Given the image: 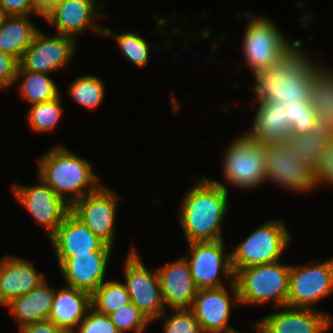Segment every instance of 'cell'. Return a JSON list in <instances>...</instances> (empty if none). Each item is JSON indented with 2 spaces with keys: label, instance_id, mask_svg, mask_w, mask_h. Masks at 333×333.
<instances>
[{
  "label": "cell",
  "instance_id": "10",
  "mask_svg": "<svg viewBox=\"0 0 333 333\" xmlns=\"http://www.w3.org/2000/svg\"><path fill=\"white\" fill-rule=\"evenodd\" d=\"M332 293L333 258L312 266H291L287 306L316 309L313 304Z\"/></svg>",
  "mask_w": 333,
  "mask_h": 333
},
{
  "label": "cell",
  "instance_id": "34",
  "mask_svg": "<svg viewBox=\"0 0 333 333\" xmlns=\"http://www.w3.org/2000/svg\"><path fill=\"white\" fill-rule=\"evenodd\" d=\"M108 316L120 333H143L152 323L132 302Z\"/></svg>",
  "mask_w": 333,
  "mask_h": 333
},
{
  "label": "cell",
  "instance_id": "18",
  "mask_svg": "<svg viewBox=\"0 0 333 333\" xmlns=\"http://www.w3.org/2000/svg\"><path fill=\"white\" fill-rule=\"evenodd\" d=\"M96 0H62L45 17L48 23L55 25L59 35L75 38L88 28L103 34L104 26H99L96 18H103L96 10ZM97 16V17H96Z\"/></svg>",
  "mask_w": 333,
  "mask_h": 333
},
{
  "label": "cell",
  "instance_id": "35",
  "mask_svg": "<svg viewBox=\"0 0 333 333\" xmlns=\"http://www.w3.org/2000/svg\"><path fill=\"white\" fill-rule=\"evenodd\" d=\"M174 314L164 316V333H204L195 315L189 308L172 309Z\"/></svg>",
  "mask_w": 333,
  "mask_h": 333
},
{
  "label": "cell",
  "instance_id": "43",
  "mask_svg": "<svg viewBox=\"0 0 333 333\" xmlns=\"http://www.w3.org/2000/svg\"><path fill=\"white\" fill-rule=\"evenodd\" d=\"M223 333H241V332H239L238 330L232 329V330H229V331L223 332Z\"/></svg>",
  "mask_w": 333,
  "mask_h": 333
},
{
  "label": "cell",
  "instance_id": "39",
  "mask_svg": "<svg viewBox=\"0 0 333 333\" xmlns=\"http://www.w3.org/2000/svg\"><path fill=\"white\" fill-rule=\"evenodd\" d=\"M0 6L10 16H29L34 12L30 0H0Z\"/></svg>",
  "mask_w": 333,
  "mask_h": 333
},
{
  "label": "cell",
  "instance_id": "8",
  "mask_svg": "<svg viewBox=\"0 0 333 333\" xmlns=\"http://www.w3.org/2000/svg\"><path fill=\"white\" fill-rule=\"evenodd\" d=\"M125 286L130 301L152 322L166 315L157 269L149 270L136 250L130 251L124 263Z\"/></svg>",
  "mask_w": 333,
  "mask_h": 333
},
{
  "label": "cell",
  "instance_id": "19",
  "mask_svg": "<svg viewBox=\"0 0 333 333\" xmlns=\"http://www.w3.org/2000/svg\"><path fill=\"white\" fill-rule=\"evenodd\" d=\"M56 257H73L91 251H112L71 211L65 216L55 233L49 238Z\"/></svg>",
  "mask_w": 333,
  "mask_h": 333
},
{
  "label": "cell",
  "instance_id": "26",
  "mask_svg": "<svg viewBox=\"0 0 333 333\" xmlns=\"http://www.w3.org/2000/svg\"><path fill=\"white\" fill-rule=\"evenodd\" d=\"M38 31L27 16H9L0 27V51L19 62Z\"/></svg>",
  "mask_w": 333,
  "mask_h": 333
},
{
  "label": "cell",
  "instance_id": "40",
  "mask_svg": "<svg viewBox=\"0 0 333 333\" xmlns=\"http://www.w3.org/2000/svg\"><path fill=\"white\" fill-rule=\"evenodd\" d=\"M20 333H73L57 327L50 320L30 323L19 330Z\"/></svg>",
  "mask_w": 333,
  "mask_h": 333
},
{
  "label": "cell",
  "instance_id": "13",
  "mask_svg": "<svg viewBox=\"0 0 333 333\" xmlns=\"http://www.w3.org/2000/svg\"><path fill=\"white\" fill-rule=\"evenodd\" d=\"M39 181V185L33 186L13 183L11 190L37 223L45 227L50 238L71 211V206L50 186L41 179Z\"/></svg>",
  "mask_w": 333,
  "mask_h": 333
},
{
  "label": "cell",
  "instance_id": "17",
  "mask_svg": "<svg viewBox=\"0 0 333 333\" xmlns=\"http://www.w3.org/2000/svg\"><path fill=\"white\" fill-rule=\"evenodd\" d=\"M112 251L56 257L66 285L92 294L103 282Z\"/></svg>",
  "mask_w": 333,
  "mask_h": 333
},
{
  "label": "cell",
  "instance_id": "38",
  "mask_svg": "<svg viewBox=\"0 0 333 333\" xmlns=\"http://www.w3.org/2000/svg\"><path fill=\"white\" fill-rule=\"evenodd\" d=\"M18 66L15 58L0 51V89L7 90L15 83Z\"/></svg>",
  "mask_w": 333,
  "mask_h": 333
},
{
  "label": "cell",
  "instance_id": "25",
  "mask_svg": "<svg viewBox=\"0 0 333 333\" xmlns=\"http://www.w3.org/2000/svg\"><path fill=\"white\" fill-rule=\"evenodd\" d=\"M310 103L317 115V128L333 137V71L317 65L311 75Z\"/></svg>",
  "mask_w": 333,
  "mask_h": 333
},
{
  "label": "cell",
  "instance_id": "22",
  "mask_svg": "<svg viewBox=\"0 0 333 333\" xmlns=\"http://www.w3.org/2000/svg\"><path fill=\"white\" fill-rule=\"evenodd\" d=\"M258 107L252 106L256 113L253 128L245 134L262 144L288 142L291 127L286 119V106L278 102L257 101Z\"/></svg>",
  "mask_w": 333,
  "mask_h": 333
},
{
  "label": "cell",
  "instance_id": "41",
  "mask_svg": "<svg viewBox=\"0 0 333 333\" xmlns=\"http://www.w3.org/2000/svg\"><path fill=\"white\" fill-rule=\"evenodd\" d=\"M35 14L45 18L62 0H30Z\"/></svg>",
  "mask_w": 333,
  "mask_h": 333
},
{
  "label": "cell",
  "instance_id": "12",
  "mask_svg": "<svg viewBox=\"0 0 333 333\" xmlns=\"http://www.w3.org/2000/svg\"><path fill=\"white\" fill-rule=\"evenodd\" d=\"M118 195L102 184L71 206V212L79 218L106 245L113 247Z\"/></svg>",
  "mask_w": 333,
  "mask_h": 333
},
{
  "label": "cell",
  "instance_id": "24",
  "mask_svg": "<svg viewBox=\"0 0 333 333\" xmlns=\"http://www.w3.org/2000/svg\"><path fill=\"white\" fill-rule=\"evenodd\" d=\"M44 280L38 287L25 295L14 298L7 307L19 323V330L24 326L49 319L55 291Z\"/></svg>",
  "mask_w": 333,
  "mask_h": 333
},
{
  "label": "cell",
  "instance_id": "4",
  "mask_svg": "<svg viewBox=\"0 0 333 333\" xmlns=\"http://www.w3.org/2000/svg\"><path fill=\"white\" fill-rule=\"evenodd\" d=\"M290 271L291 265L279 261L237 270L234 282L240 304L262 305L273 301L276 307L286 305Z\"/></svg>",
  "mask_w": 333,
  "mask_h": 333
},
{
  "label": "cell",
  "instance_id": "28",
  "mask_svg": "<svg viewBox=\"0 0 333 333\" xmlns=\"http://www.w3.org/2000/svg\"><path fill=\"white\" fill-rule=\"evenodd\" d=\"M329 139L327 130L315 128L305 135L291 136L289 142L295 155L314 173L327 149Z\"/></svg>",
  "mask_w": 333,
  "mask_h": 333
},
{
  "label": "cell",
  "instance_id": "33",
  "mask_svg": "<svg viewBox=\"0 0 333 333\" xmlns=\"http://www.w3.org/2000/svg\"><path fill=\"white\" fill-rule=\"evenodd\" d=\"M286 119L291 127V136L305 135L317 128V115L310 100L285 103Z\"/></svg>",
  "mask_w": 333,
  "mask_h": 333
},
{
  "label": "cell",
  "instance_id": "15",
  "mask_svg": "<svg viewBox=\"0 0 333 333\" xmlns=\"http://www.w3.org/2000/svg\"><path fill=\"white\" fill-rule=\"evenodd\" d=\"M230 285L232 293H228L226 286L198 289L189 309L195 315L204 333H223L234 329L228 325L233 300L230 299L231 294L237 304L240 301L235 282H230Z\"/></svg>",
  "mask_w": 333,
  "mask_h": 333
},
{
  "label": "cell",
  "instance_id": "27",
  "mask_svg": "<svg viewBox=\"0 0 333 333\" xmlns=\"http://www.w3.org/2000/svg\"><path fill=\"white\" fill-rule=\"evenodd\" d=\"M21 77L20 95L30 105L50 101L60 95L58 87L48 74L25 71L18 66L15 82Z\"/></svg>",
  "mask_w": 333,
  "mask_h": 333
},
{
  "label": "cell",
  "instance_id": "3",
  "mask_svg": "<svg viewBox=\"0 0 333 333\" xmlns=\"http://www.w3.org/2000/svg\"><path fill=\"white\" fill-rule=\"evenodd\" d=\"M38 165V179L50 186L70 206L102 185L99 176L93 173L90 162L62 145L48 150L38 160ZM68 194L71 196L67 197Z\"/></svg>",
  "mask_w": 333,
  "mask_h": 333
},
{
  "label": "cell",
  "instance_id": "7",
  "mask_svg": "<svg viewBox=\"0 0 333 333\" xmlns=\"http://www.w3.org/2000/svg\"><path fill=\"white\" fill-rule=\"evenodd\" d=\"M224 155L223 174L234 187L251 189L266 181L264 144L243 133Z\"/></svg>",
  "mask_w": 333,
  "mask_h": 333
},
{
  "label": "cell",
  "instance_id": "31",
  "mask_svg": "<svg viewBox=\"0 0 333 333\" xmlns=\"http://www.w3.org/2000/svg\"><path fill=\"white\" fill-rule=\"evenodd\" d=\"M112 29L104 27V36H111L115 38L120 46L123 55L131 63L137 65L138 67H144L148 63L149 59V44L142 37L135 32H125L122 34H116Z\"/></svg>",
  "mask_w": 333,
  "mask_h": 333
},
{
  "label": "cell",
  "instance_id": "14",
  "mask_svg": "<svg viewBox=\"0 0 333 333\" xmlns=\"http://www.w3.org/2000/svg\"><path fill=\"white\" fill-rule=\"evenodd\" d=\"M75 38L56 34L46 37L40 30L35 34L32 44L19 60V67L25 71L51 74L62 69L74 56Z\"/></svg>",
  "mask_w": 333,
  "mask_h": 333
},
{
  "label": "cell",
  "instance_id": "1",
  "mask_svg": "<svg viewBox=\"0 0 333 333\" xmlns=\"http://www.w3.org/2000/svg\"><path fill=\"white\" fill-rule=\"evenodd\" d=\"M301 48V40L293 41L274 64L254 75L255 85L250 88L257 95L255 100L283 105L310 100L311 75L316 65Z\"/></svg>",
  "mask_w": 333,
  "mask_h": 333
},
{
  "label": "cell",
  "instance_id": "11",
  "mask_svg": "<svg viewBox=\"0 0 333 333\" xmlns=\"http://www.w3.org/2000/svg\"><path fill=\"white\" fill-rule=\"evenodd\" d=\"M189 245V257H184L189 265L194 284L198 289L225 286L221 276L234 281L231 253H225L224 240L212 242H193ZM230 277V278H229Z\"/></svg>",
  "mask_w": 333,
  "mask_h": 333
},
{
  "label": "cell",
  "instance_id": "32",
  "mask_svg": "<svg viewBox=\"0 0 333 333\" xmlns=\"http://www.w3.org/2000/svg\"><path fill=\"white\" fill-rule=\"evenodd\" d=\"M60 95L50 101L32 104L29 108L28 120L30 127L37 132L52 131L63 113Z\"/></svg>",
  "mask_w": 333,
  "mask_h": 333
},
{
  "label": "cell",
  "instance_id": "20",
  "mask_svg": "<svg viewBox=\"0 0 333 333\" xmlns=\"http://www.w3.org/2000/svg\"><path fill=\"white\" fill-rule=\"evenodd\" d=\"M164 304L171 309L190 308L198 288L184 257L157 268Z\"/></svg>",
  "mask_w": 333,
  "mask_h": 333
},
{
  "label": "cell",
  "instance_id": "21",
  "mask_svg": "<svg viewBox=\"0 0 333 333\" xmlns=\"http://www.w3.org/2000/svg\"><path fill=\"white\" fill-rule=\"evenodd\" d=\"M31 262L15 256L0 261V306H6L14 298L25 295L38 287L45 279Z\"/></svg>",
  "mask_w": 333,
  "mask_h": 333
},
{
  "label": "cell",
  "instance_id": "42",
  "mask_svg": "<svg viewBox=\"0 0 333 333\" xmlns=\"http://www.w3.org/2000/svg\"><path fill=\"white\" fill-rule=\"evenodd\" d=\"M10 15L0 6V27Z\"/></svg>",
  "mask_w": 333,
  "mask_h": 333
},
{
  "label": "cell",
  "instance_id": "23",
  "mask_svg": "<svg viewBox=\"0 0 333 333\" xmlns=\"http://www.w3.org/2000/svg\"><path fill=\"white\" fill-rule=\"evenodd\" d=\"M91 307L90 293L66 285L55 291L48 320L57 327L74 332Z\"/></svg>",
  "mask_w": 333,
  "mask_h": 333
},
{
  "label": "cell",
  "instance_id": "6",
  "mask_svg": "<svg viewBox=\"0 0 333 333\" xmlns=\"http://www.w3.org/2000/svg\"><path fill=\"white\" fill-rule=\"evenodd\" d=\"M244 14L249 24L245 29L242 50L246 58L245 62L255 75L274 64L292 44L284 39L272 20L263 16L255 17L249 11Z\"/></svg>",
  "mask_w": 333,
  "mask_h": 333
},
{
  "label": "cell",
  "instance_id": "9",
  "mask_svg": "<svg viewBox=\"0 0 333 333\" xmlns=\"http://www.w3.org/2000/svg\"><path fill=\"white\" fill-rule=\"evenodd\" d=\"M264 154L265 180L296 192L317 187L314 173L295 155L289 141L264 144Z\"/></svg>",
  "mask_w": 333,
  "mask_h": 333
},
{
  "label": "cell",
  "instance_id": "29",
  "mask_svg": "<svg viewBox=\"0 0 333 333\" xmlns=\"http://www.w3.org/2000/svg\"><path fill=\"white\" fill-rule=\"evenodd\" d=\"M131 303L125 284L119 281L103 282L92 294L91 304L97 312L109 315Z\"/></svg>",
  "mask_w": 333,
  "mask_h": 333
},
{
  "label": "cell",
  "instance_id": "5",
  "mask_svg": "<svg viewBox=\"0 0 333 333\" xmlns=\"http://www.w3.org/2000/svg\"><path fill=\"white\" fill-rule=\"evenodd\" d=\"M282 220H270L252 232L231 251V265L237 270L279 261L290 235Z\"/></svg>",
  "mask_w": 333,
  "mask_h": 333
},
{
  "label": "cell",
  "instance_id": "30",
  "mask_svg": "<svg viewBox=\"0 0 333 333\" xmlns=\"http://www.w3.org/2000/svg\"><path fill=\"white\" fill-rule=\"evenodd\" d=\"M104 88L103 81L98 77L92 75L79 76L70 85L69 94L81 106L94 110L104 99Z\"/></svg>",
  "mask_w": 333,
  "mask_h": 333
},
{
  "label": "cell",
  "instance_id": "37",
  "mask_svg": "<svg viewBox=\"0 0 333 333\" xmlns=\"http://www.w3.org/2000/svg\"><path fill=\"white\" fill-rule=\"evenodd\" d=\"M314 179L317 186L320 183L333 185V137L327 143V149L314 172Z\"/></svg>",
  "mask_w": 333,
  "mask_h": 333
},
{
  "label": "cell",
  "instance_id": "2",
  "mask_svg": "<svg viewBox=\"0 0 333 333\" xmlns=\"http://www.w3.org/2000/svg\"><path fill=\"white\" fill-rule=\"evenodd\" d=\"M182 198L179 222L188 243L222 240L221 224L228 210L226 184L203 177Z\"/></svg>",
  "mask_w": 333,
  "mask_h": 333
},
{
  "label": "cell",
  "instance_id": "16",
  "mask_svg": "<svg viewBox=\"0 0 333 333\" xmlns=\"http://www.w3.org/2000/svg\"><path fill=\"white\" fill-rule=\"evenodd\" d=\"M283 308L256 322L258 333H324L333 325L331 315L314 308H299L284 305Z\"/></svg>",
  "mask_w": 333,
  "mask_h": 333
},
{
  "label": "cell",
  "instance_id": "36",
  "mask_svg": "<svg viewBox=\"0 0 333 333\" xmlns=\"http://www.w3.org/2000/svg\"><path fill=\"white\" fill-rule=\"evenodd\" d=\"M77 327L78 331L73 333H120L108 315L99 313L92 307Z\"/></svg>",
  "mask_w": 333,
  "mask_h": 333
}]
</instances>
